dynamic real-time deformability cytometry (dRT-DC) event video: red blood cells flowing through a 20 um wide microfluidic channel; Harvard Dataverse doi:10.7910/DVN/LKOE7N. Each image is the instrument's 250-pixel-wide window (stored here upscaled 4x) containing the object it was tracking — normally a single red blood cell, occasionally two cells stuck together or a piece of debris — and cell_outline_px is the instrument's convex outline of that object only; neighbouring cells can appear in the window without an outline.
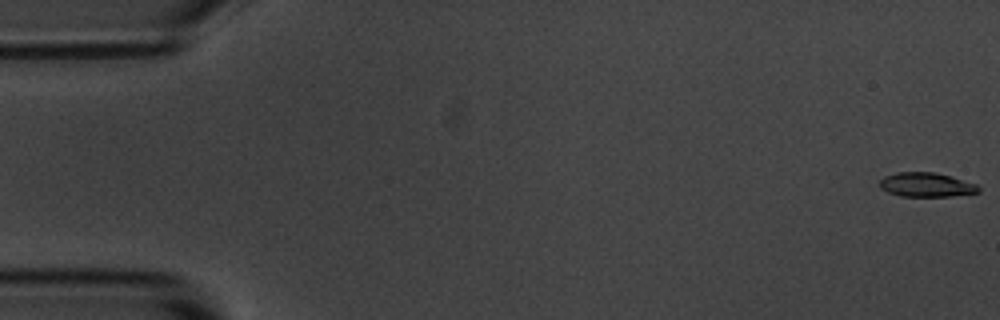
{"species": "common noctule bat (a hibernating species)", "species_latin": "Nyctalus noctula", "temperature_condition": "room temperature", "stored_images_in_passage": 56, "camera_frame_rate_fps": 3000, "um_per_image_px": 0.085, "animal": {"sex": "male", "body_mass_g": 20.1, "forearm_length_mm": 53.5}, "frame": {"image": 1, "passage_image": 1, "time_ms": 0.0, "image_size_px": [1000, 320], "cell_outline_px": [[980, 192], [948, 196], [900, 196], [888, 192], [880, 188], [880, 180], [884, 176], [896, 172], [932, 172], [948, 176], [976, 184], [980, 188]], "centroid_in_image_um": [78.69, 15.7], "position_along_channel_um": 6.3, "area_um2": 13.76}}
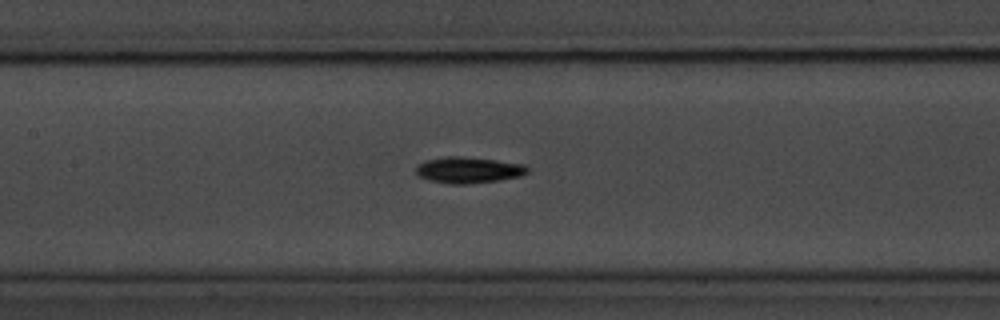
{"frame": {"image": 2, "passage_image": 26, "time_ms": 8.333, "image_size_px": [1000, 320], "cell_outline_px": [[528, 172], [520, 176], [500, 180], [464, 184], [448, 184], [432, 180], [420, 176], [416, 172], [416, 164], [424, 160], [448, 156], [460, 156], [496, 160], [524, 164], [528, 168]], "centroid_in_image_um": [39.81, 14.44], "position_along_channel_um": 167.6, "area_um2": 16.94}}
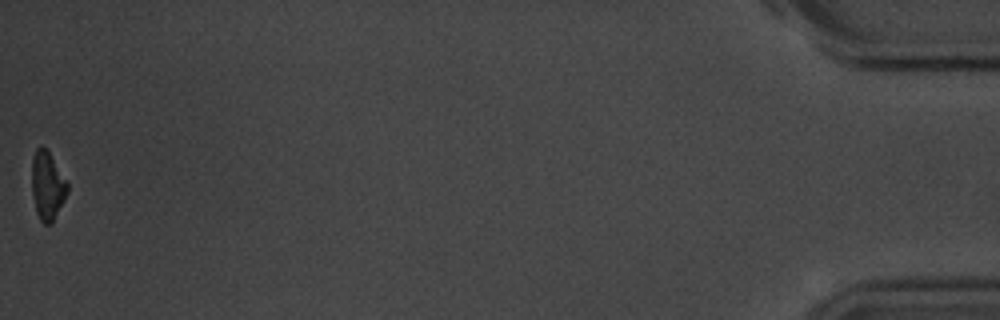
{"frame": {"image": 3, "passage_image": 56, "time_ms": 18.333, "image_size_px": [1000, 320], "cell_outline_px": [[68, 192], [52, 224], [44, 224], [40, 220], [36, 212], [32, 192], [32, 156], [36, 148], [40, 144], [48, 152], [68, 184]], "centroid_in_image_um": [4.01, 15.81], "position_along_channel_um": 431.2, "area_um2": 14.05}, "authors_computed_cell_mechanics": {"area_um2": 15.4615, "velocity_mm_per_s": 3.6283, "shape_relaxation_time_tau1_ms": 2.0391, "shape_relaxation_time_tau2_ms": null, "deformation_change_tau1": 0.1339, "deformation_change_tau2": null}}